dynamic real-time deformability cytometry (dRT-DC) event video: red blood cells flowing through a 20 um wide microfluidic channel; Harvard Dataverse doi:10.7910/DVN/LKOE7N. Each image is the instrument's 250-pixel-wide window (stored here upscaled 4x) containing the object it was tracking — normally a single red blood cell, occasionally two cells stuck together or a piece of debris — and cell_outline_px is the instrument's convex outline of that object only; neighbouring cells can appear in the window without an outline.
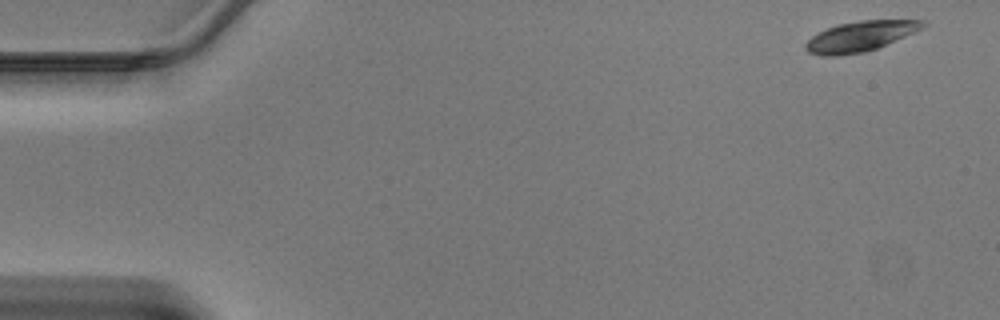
{"species": "Egyptian fruit bat (a non-hibernating species)", "species_latin": "Rousettus aegyptiacus", "temperature_condition": "warm", "stored_images_in_passage": 11, "camera_frame_rate_fps": 3000, "um_per_image_px": 0.085, "animal": {"sex": "male"}, "frame": {"image": 1, "passage_image": 1, "time_ms": 0.0, "image_size_px": [1000, 320], "cell_outline_px": [[928, 24], [904, 36], [876, 48], [864, 52], [836, 56], [820, 56], [808, 52], [804, 48], [804, 44], [812, 36], [836, 24], [860, 20], [924, 20]], "centroid_in_image_um": [73.06, 3.09], "position_along_channel_um": 11.9, "area_um2": 20.35}}